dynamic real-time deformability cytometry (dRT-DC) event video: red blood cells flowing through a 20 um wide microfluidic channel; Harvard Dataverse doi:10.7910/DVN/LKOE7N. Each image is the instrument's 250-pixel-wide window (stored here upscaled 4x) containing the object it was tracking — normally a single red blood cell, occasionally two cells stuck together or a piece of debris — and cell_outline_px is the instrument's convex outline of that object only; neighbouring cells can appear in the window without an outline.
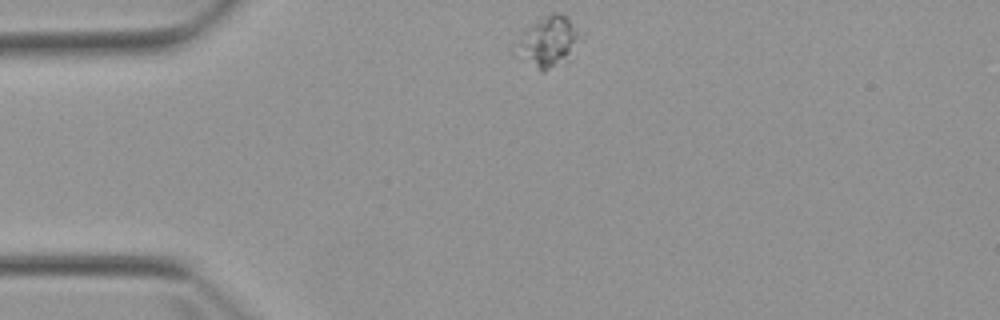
{"species": "Egyptian fruit bat (a non-hibernating species)", "species_latin": "Rousettus aegyptiacus", "temperature_condition": "warm", "stored_images_in_passage": 2, "camera_frame_rate_fps": 3000, "um_per_image_px": 0.085, "animal": {"sex": "female"}, "frame": {"image": 1, "passage_image": 1, "time_ms": 0.0, "image_size_px": [1000, 320], "cell_outline_px": [[584, 40], [572, 60], [544, 72], [540, 72], [512, 56], [508, 52], [508, 44], [524, 28], [552, 12], [560, 12], [568, 16]], "centroid_in_image_um": [46.49, 3.62], "position_along_channel_um": 38.5, "area_um2": 21.33}}